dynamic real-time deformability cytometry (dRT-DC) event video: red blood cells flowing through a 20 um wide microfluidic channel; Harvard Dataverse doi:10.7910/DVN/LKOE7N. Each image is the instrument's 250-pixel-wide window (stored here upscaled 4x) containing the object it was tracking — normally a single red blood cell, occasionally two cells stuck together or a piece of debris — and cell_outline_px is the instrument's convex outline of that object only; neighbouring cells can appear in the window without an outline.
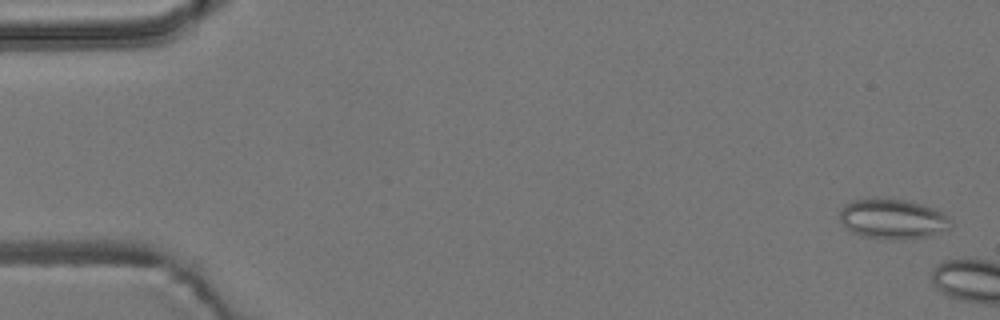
{"species": "common noctule bat (a hibernating species)", "species_latin": "Nyctalus noctula", "temperature_condition": "room temperature", "stored_images_in_passage": 6, "camera_frame_rate_fps": 3000, "um_per_image_px": 0.085, "animal": {"sex": "male", "body_mass_g": 19.2, "forearm_length_mm": 51.8}, "frame": {"image": 1, "passage_image": 2, "time_ms": 0.333, "image_size_px": [1000, 320], "cell_outline_px": [[952, 224], [948, 228], [928, 236], [888, 240], [860, 236], [852, 232], [840, 220], [840, 212], [844, 204], [852, 200], [908, 200], [936, 208], [944, 212], [948, 216]], "centroid_in_image_um": [75.89, 18.62], "position_along_channel_um": 9.1, "area_um2": 25.55}}